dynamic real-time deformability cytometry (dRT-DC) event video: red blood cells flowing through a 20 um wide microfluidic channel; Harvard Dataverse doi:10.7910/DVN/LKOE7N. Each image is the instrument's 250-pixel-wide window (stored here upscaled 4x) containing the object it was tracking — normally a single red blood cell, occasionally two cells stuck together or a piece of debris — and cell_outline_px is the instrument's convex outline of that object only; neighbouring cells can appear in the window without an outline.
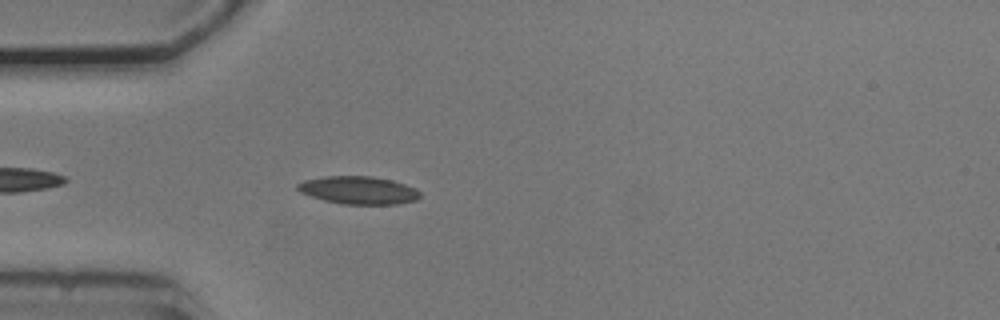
{"species": "common noctule bat (a hibernating species)", "species_latin": "Nyctalus noctula", "temperature_condition": "cold", "stored_images_in_passage": 41, "camera_frame_rate_fps": 3000, "um_per_image_px": 0.085, "animal": {"sex": "male", "body_mass_g": 20.5, "forearm_length_mm": 52.5}, "frame": {"image": 1, "passage_image": 5, "time_ms": 1.333, "image_size_px": [1000, 320], "cell_outline_px": [[420, 196], [416, 200], [396, 204], [344, 204], [324, 200], [300, 192], [296, 188], [296, 184], [304, 180], [324, 176], [372, 176], [392, 180], [416, 188], [420, 192]], "centroid_in_image_um": [30.47, 16.16], "position_along_channel_um": 54.5, "area_um2": 19.83}}
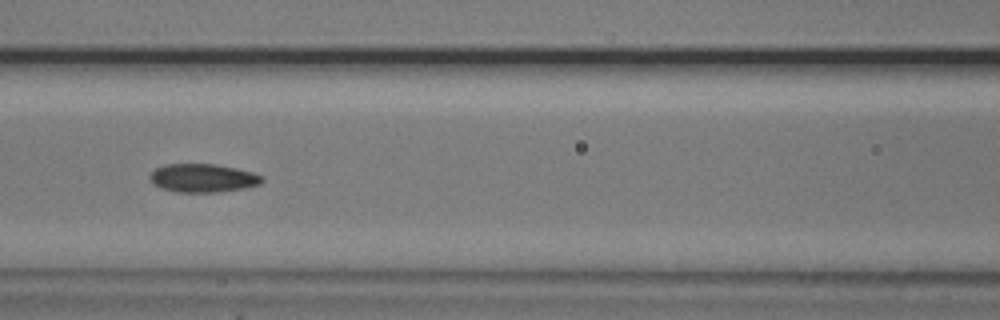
{"frame": {"image": 2, "passage_image": 13, "time_ms": 4.0, "image_size_px": [1000, 320], "cell_outline_px": [[264, 180], [260, 184], [244, 188], [216, 192], [176, 192], [160, 188], [152, 184], [148, 176], [156, 168], [168, 164], [216, 164], [236, 168], [252, 172], [264, 176]], "centroid_in_image_um": [17.24, 15.13], "position_along_channel_um": 149.4, "area_um2": 18.67}}
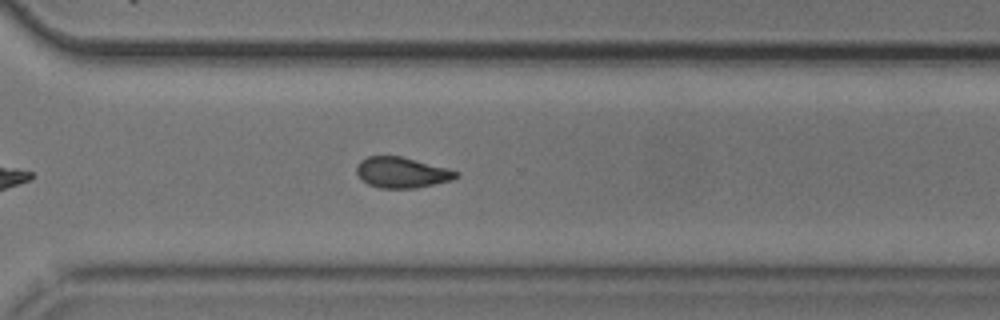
{"frame": {"image": 3, "passage_image": 28, "time_ms": 9.0, "image_size_px": [1000, 320], "cell_outline_px": [[460, 176], [452, 180], [416, 188], [380, 188], [368, 184], [356, 172], [356, 164], [360, 160], [368, 156], [400, 156], [448, 168], [460, 172]], "centroid_in_image_um": [34.17, 14.66], "position_along_channel_um": 336.4, "area_um2": 17.8}, "authors_computed_cell_mechanics": {"area_um2": 18.4382, "velocity_mm_per_s": 3.7539, "shape_relaxation_time_tau1_ms": 3.3077, "shape_relaxation_time_tau2_ms": 3.3153, "deformation_change_tau1": 0.1194, "deformation_change_tau2": 0.0887}}